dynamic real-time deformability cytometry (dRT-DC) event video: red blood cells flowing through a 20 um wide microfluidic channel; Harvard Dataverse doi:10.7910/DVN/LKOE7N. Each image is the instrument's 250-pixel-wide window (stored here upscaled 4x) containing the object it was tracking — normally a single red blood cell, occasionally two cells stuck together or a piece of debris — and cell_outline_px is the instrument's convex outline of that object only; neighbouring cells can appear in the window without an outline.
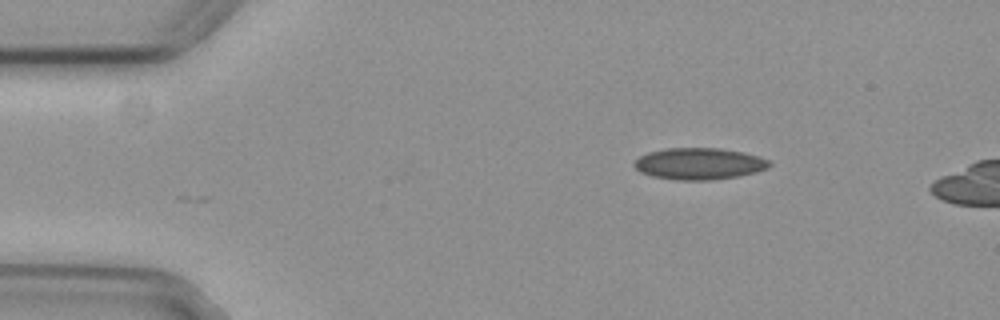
{"species": "common noctule bat (a hibernating species)", "species_latin": "Nyctalus noctula", "temperature_condition": "cold", "stored_images_in_passage": 35, "camera_frame_rate_fps": 3000, "um_per_image_px": 0.085, "animal": {"sex": "female", "body_mass_g": 29.2, "forearm_length_mm": 56.3}, "frame": {"image": 1, "passage_image": 1, "time_ms": 0.0, "image_size_px": [1000, 320], "cell_outline_px": [[772, 164], [768, 168], [756, 172], [736, 176], [712, 180], [676, 180], [652, 176], [640, 172], [632, 164], [640, 156], [648, 152], [668, 148], [720, 148], [744, 152], [760, 156], [768, 160]], "centroid_in_image_um": [59.44, 13.91], "position_along_channel_um": 25.6, "area_um2": 24.97}}